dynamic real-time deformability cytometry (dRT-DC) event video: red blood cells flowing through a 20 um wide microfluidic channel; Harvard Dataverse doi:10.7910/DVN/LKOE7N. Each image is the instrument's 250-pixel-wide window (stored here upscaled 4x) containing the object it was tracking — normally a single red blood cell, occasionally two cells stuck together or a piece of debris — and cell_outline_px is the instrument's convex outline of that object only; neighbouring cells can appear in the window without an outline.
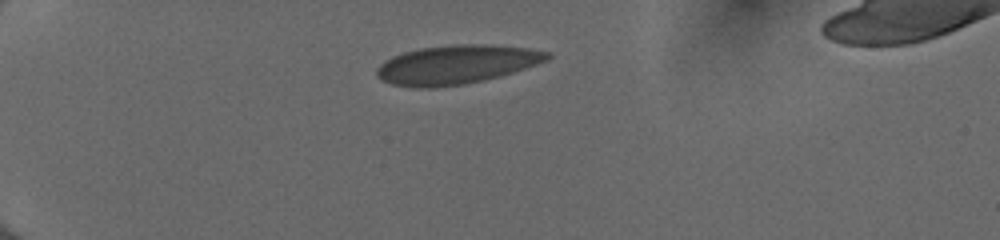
{"species": "human", "species_latin": "Homo sapiens", "temperature_condition": "cold", "stored_images_in_passage": 38, "camera_frame_rate_fps": 3000, "um_per_image_px": 0.085, "donor": {"sex": "female"}, "frame": {"image": 1, "passage_image": 1, "time_ms": 0.0, "image_size_px": [1000, 240], "cell_outline_px": [[552, 56], [548, 60], [500, 76], [484, 80], [464, 84], [428, 88], [416, 88], [392, 84], [380, 80], [376, 76], [376, 68], [384, 60], [392, 56], [404, 52], [420, 48], [456, 44], [492, 44], [528, 48], [552, 52]], "centroid_in_image_um": [38.79, 5.48], "position_along_channel_um": 46.2, "area_um2": 38.84}}
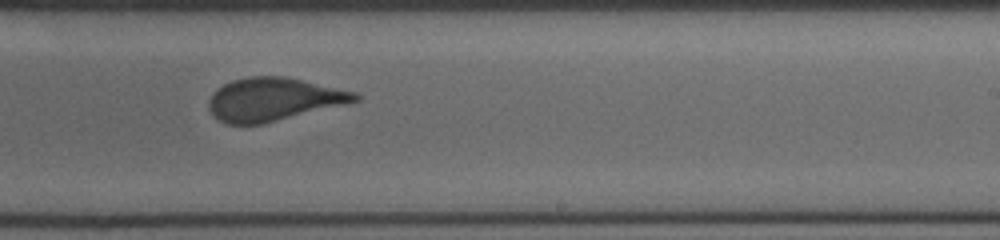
{"frame": {"image": 2, "passage_image": 21, "time_ms": 6.667, "image_size_px": [1000, 240], "cell_outline_px": [[360, 100], [260, 124], [228, 124], [212, 116], [208, 108], [208, 100], [212, 92], [224, 84], [232, 80], [252, 76], [284, 76], [356, 92], [360, 96]], "centroid_in_image_um": [23.19, 8.43], "position_along_channel_um": 265.8, "area_um2": 36.3}}
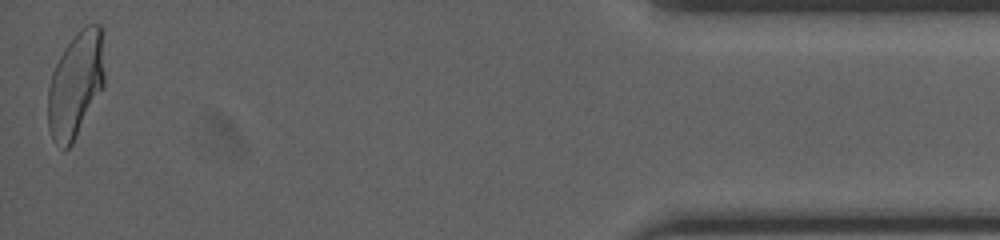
{"frame": {"image": 3, "passage_image": 38, "time_ms": 12.333, "image_size_px": [1000, 240], "cell_outline_px": [[104, 84], [72, 144], [64, 152], [52, 140], [48, 128], [48, 88], [52, 72], [64, 48], [76, 32], [80, 28], [88, 24], [100, 24], [104, 28]], "centroid_in_image_um": [6.44, 7.15], "position_along_channel_um": 428.8, "area_um2": 35.26}, "authors_computed_cell_mechanics": {"area_um2": 37.3677, "velocity_mm_per_s": 4.0267, "shape_relaxation_time_tau1_ms": 9.5994, "shape_relaxation_time_tau2_ms": null, "deformation_change_tau1": 0.1995, "deformation_change_tau2": null}}